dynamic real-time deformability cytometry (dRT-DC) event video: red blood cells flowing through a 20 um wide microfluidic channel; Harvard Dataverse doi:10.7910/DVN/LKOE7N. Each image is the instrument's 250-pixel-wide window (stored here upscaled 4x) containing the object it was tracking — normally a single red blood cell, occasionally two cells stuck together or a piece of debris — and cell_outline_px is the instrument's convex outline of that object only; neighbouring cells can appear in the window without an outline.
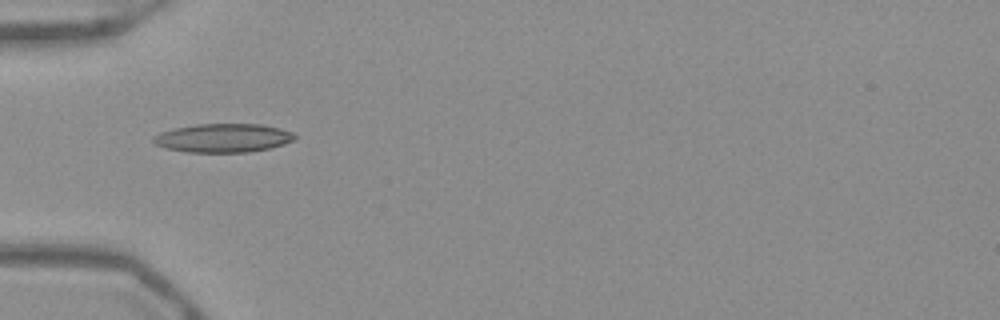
{"species": "Egyptian fruit bat (a non-hibernating species)", "species_latin": "Rousettus aegyptiacus", "temperature_condition": "warm", "stored_images_in_passage": 36, "camera_frame_rate_fps": 3000, "um_per_image_px": 0.085, "frame": {"image": 1, "passage_image": 1, "time_ms": 0.0, "image_size_px": [1000, 320], "cell_outline_px": [[296, 136], [292, 140], [284, 144], [272, 148], [248, 152], [188, 152], [164, 148], [156, 144], [152, 140], [152, 136], [160, 132], [176, 128], [196, 124], [260, 124], [280, 128], [292, 132]], "centroid_in_image_um": [18.96, 11.73], "position_along_channel_um": 66.0, "area_um2": 23.64}}
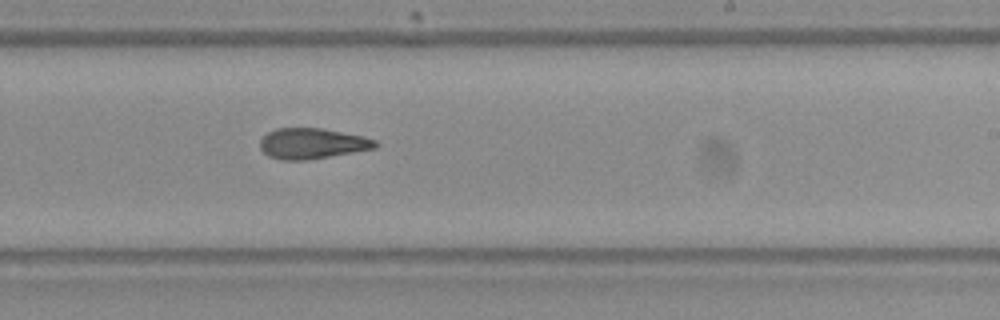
{"frame": {"image": 2, "passage_image": 16, "time_ms": 5.0, "image_size_px": [1000, 320], "cell_outline_px": [[380, 144], [376, 148], [308, 160], [280, 160], [268, 156], [260, 148], [260, 140], [268, 132], [276, 128], [324, 128], [364, 136], [376, 140]], "centroid_in_image_um": [26.55, 12.19], "position_along_channel_um": 262.4, "area_um2": 20.75}}
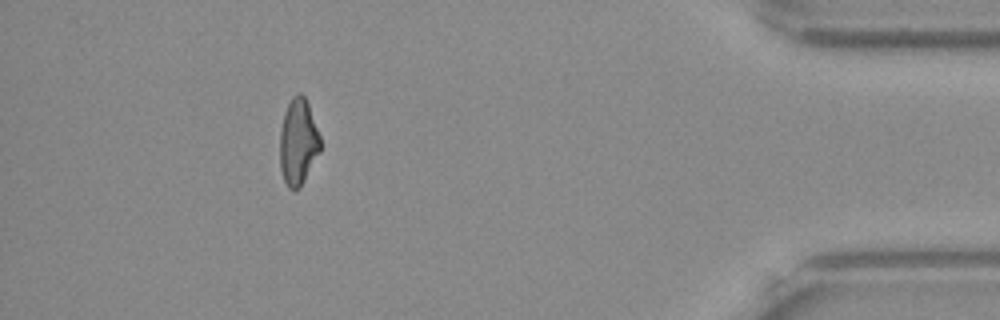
{"frame": {"image": 3, "passage_image": 31, "time_ms": 10.0, "image_size_px": [1000, 320], "cell_outline_px": [[320, 152], [300, 188], [292, 192], [288, 188], [284, 180], [280, 168], [280, 132], [284, 112], [292, 96], [296, 92], [300, 92], [304, 96], [308, 104], [320, 136]], "centroid_in_image_um": [25.33, 12.08], "position_along_channel_um": 409.9, "area_um2": 20.46}, "authors_computed_cell_mechanics": {"area_um2": 20.9236, "velocity_mm_per_s": 3.9444, "shape_relaxation_time_tau1_ms": null, "shape_relaxation_time_tau2_ms": 3.0271, "deformation_change_tau1": null, "deformation_change_tau2": 0.1161}}